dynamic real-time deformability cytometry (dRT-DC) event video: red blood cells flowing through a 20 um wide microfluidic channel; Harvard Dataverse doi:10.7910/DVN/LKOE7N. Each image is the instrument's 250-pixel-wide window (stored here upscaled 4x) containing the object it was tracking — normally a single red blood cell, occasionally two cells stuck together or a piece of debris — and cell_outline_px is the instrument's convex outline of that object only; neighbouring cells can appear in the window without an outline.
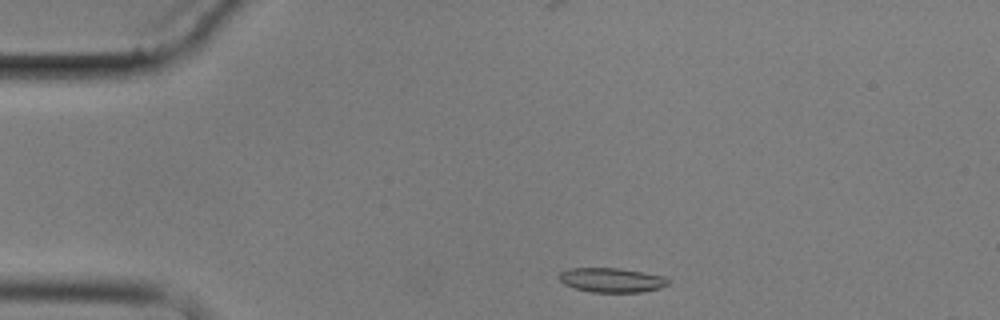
{"species": "common noctule bat (a hibernating species)", "species_latin": "Nyctalus noctula", "temperature_condition": "cold", "stored_images_in_passage": 2, "camera_frame_rate_fps": 3000, "um_per_image_px": 0.085, "animal": {"sex": "male", "body_mass_g": 17.9}, "frame": {"image": 1, "passage_image": 1, "time_ms": 0.0, "image_size_px": [1000, 320], "cell_outline_px": [[668, 284], [660, 288], [644, 292], [592, 292], [576, 288], [564, 284], [556, 276], [560, 272], [568, 268], [620, 268], [644, 272], [664, 276], [668, 280]], "centroid_in_image_um": [51.97, 23.8], "position_along_channel_um": 33.0, "area_um2": 15.61}}